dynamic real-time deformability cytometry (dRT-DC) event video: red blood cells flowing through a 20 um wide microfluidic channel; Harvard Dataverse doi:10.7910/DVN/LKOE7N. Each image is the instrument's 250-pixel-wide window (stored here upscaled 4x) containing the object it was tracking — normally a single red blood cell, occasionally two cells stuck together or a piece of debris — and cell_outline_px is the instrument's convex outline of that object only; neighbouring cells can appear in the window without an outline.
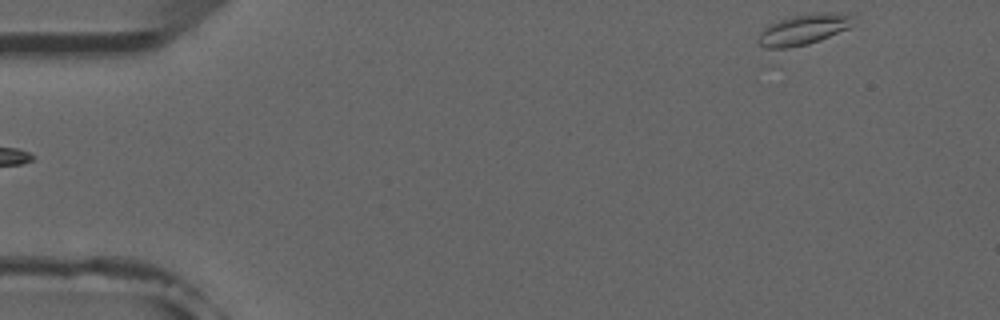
{"species": "common noctule bat (a hibernating species)", "species_latin": "Nyctalus noctula", "temperature_condition": "room temperature", "stored_images_in_passage": 4, "camera_frame_rate_fps": 3000, "um_per_image_px": 0.085, "animal": {"sex": "male", "forearm_length_mm": 52.5}, "frame": {"image": 1, "passage_image": 4, "time_ms": 3.667, "image_size_px": [1000, 320], "cell_outline_px": [[856, 24], [848, 28], [820, 40], [808, 44], [788, 48], [764, 48], [756, 40], [760, 32], [768, 24], [776, 20], [808, 12], [840, 12], [856, 16]], "centroid_in_image_um": [68.34, 2.47], "position_along_channel_um": 16.7, "area_um2": 17.51}}